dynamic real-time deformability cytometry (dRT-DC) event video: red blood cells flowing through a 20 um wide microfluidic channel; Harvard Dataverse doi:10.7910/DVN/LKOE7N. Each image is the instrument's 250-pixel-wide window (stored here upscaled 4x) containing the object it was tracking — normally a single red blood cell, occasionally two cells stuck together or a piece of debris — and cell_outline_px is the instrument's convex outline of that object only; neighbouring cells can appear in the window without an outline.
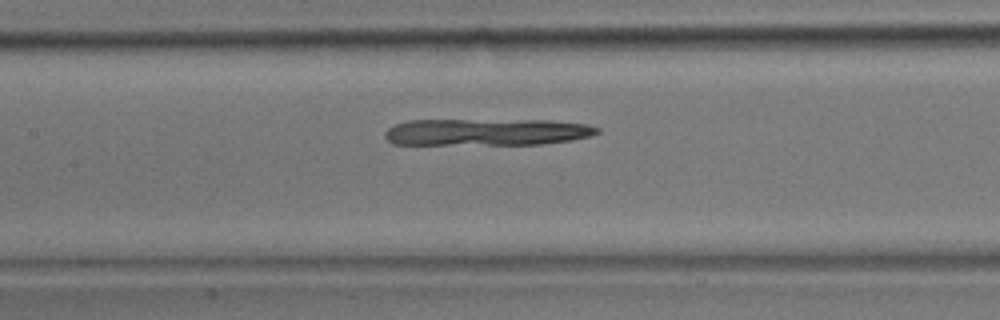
{"species": "common noctule bat (a hibernating species)", "species_latin": "Nyctalus noctula", "temperature_condition": "room temperature", "stored_images_in_passage": 28, "camera_frame_rate_fps": 3000, "um_per_image_px": 0.085, "animal": {"sex": "male", "body_mass_g": 17.9}, "frame": {"image": 1, "passage_image": 11, "time_ms": 3.333, "image_size_px": [1000, 320], "cell_outline_px": [[600, 132], [592, 136], [544, 144], [392, 144], [384, 136], [384, 132], [388, 128], [396, 124], [408, 120], [548, 120], [588, 124], [600, 128]], "centroid_in_image_um": [41.38, 11.22], "position_along_channel_um": 166.0, "area_um2": 33.35}}
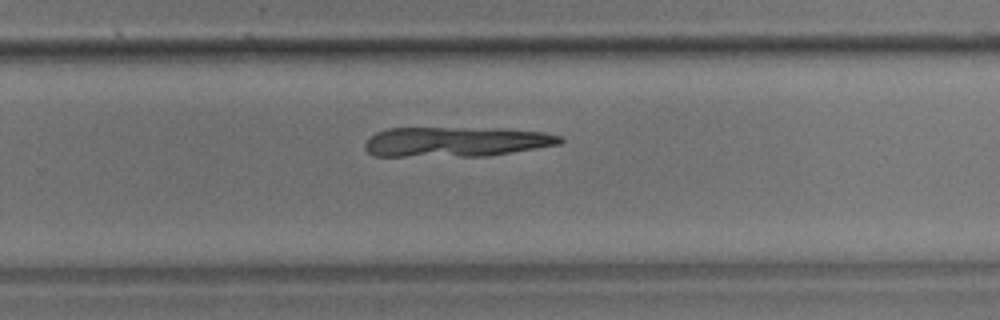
{"frame": {"image": 2, "passage_image": 18, "time_ms": 5.667, "image_size_px": [1000, 320], "cell_outline_px": [[564, 140], [560, 144], [488, 156], [376, 156], [368, 152], [364, 148], [364, 144], [376, 132], [388, 128], [448, 128], [544, 132], [560, 136]], "centroid_in_image_um": [38.68, 12.07], "position_along_channel_um": 291.1, "area_um2": 33.23}}
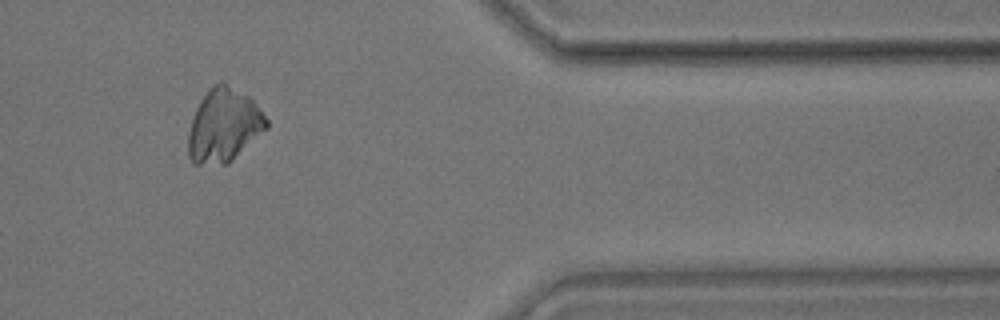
{"frame": {"image": 3, "passage_image": 25, "time_ms": 8.0, "image_size_px": [1000, 320], "cell_outline_px": [[268, 128], [228, 164], [192, 164], [188, 156], [188, 132], [196, 108], [200, 100], [220, 80], [224, 80], [248, 96], [252, 100], [268, 120]], "centroid_in_image_um": [19.02, 10.68], "position_along_channel_um": 392.4, "area_um2": 33.41}}